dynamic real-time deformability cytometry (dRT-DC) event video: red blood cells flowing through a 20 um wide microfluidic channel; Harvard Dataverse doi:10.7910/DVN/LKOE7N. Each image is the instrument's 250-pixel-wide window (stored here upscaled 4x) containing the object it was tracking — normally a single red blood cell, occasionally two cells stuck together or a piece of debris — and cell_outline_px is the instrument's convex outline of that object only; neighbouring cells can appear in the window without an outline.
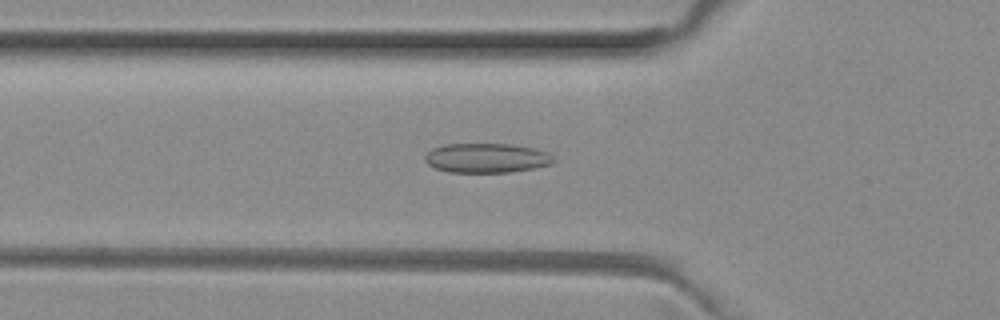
{"species": "common noctule bat (a hibernating species)", "species_latin": "Nyctalus noctula", "temperature_condition": "room temperature", "stored_images_in_passage": 50, "camera_frame_rate_fps": 3000, "um_per_image_px": 0.085, "animal": {"sex": "female", "body_mass_g": 29.2, "forearm_length_mm": 56.3}, "frame": {"image": 1, "passage_image": 16, "time_ms": 5.0, "image_size_px": [1000, 320], "cell_outline_px": [[556, 160], [552, 164], [532, 168], [508, 172], [448, 172], [436, 168], [428, 164], [424, 160], [424, 156], [432, 148], [444, 144], [512, 144], [532, 148], [548, 152]], "centroid_in_image_um": [41.34, 13.42], "position_along_channel_um": 84.5, "area_um2": 22.08}}
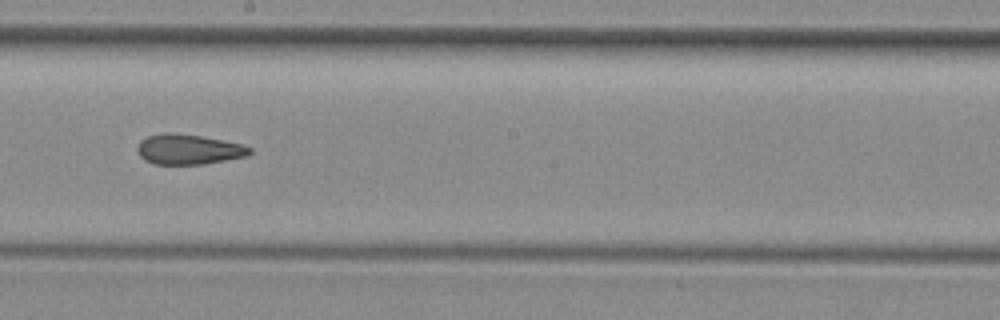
{"frame": {"image": 2, "passage_image": 27, "time_ms": 8.667, "image_size_px": [1000, 320], "cell_outline_px": [[252, 152], [248, 156], [204, 164], [156, 164], [144, 160], [136, 152], [136, 148], [140, 140], [148, 136], [200, 136], [240, 144], [252, 148]], "centroid_in_image_um": [16.05, 12.75], "position_along_channel_um": 232.1, "area_um2": 18.9}}
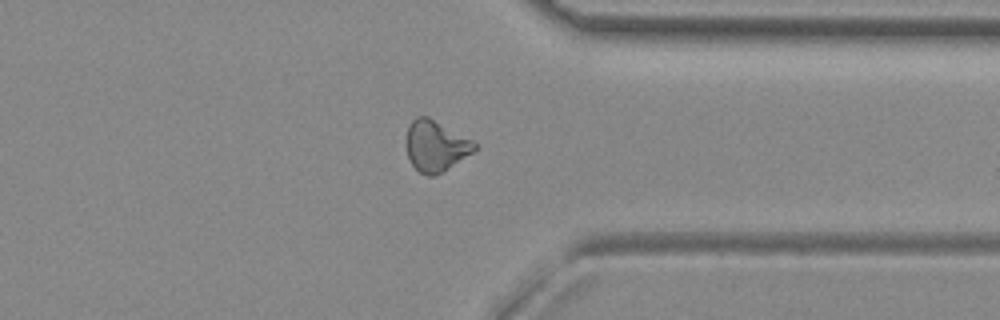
{"frame": {"image": 3, "passage_image": 38, "time_ms": 12.333, "image_size_px": [1000, 320], "cell_outline_px": [[476, 148], [472, 152], [444, 172], [432, 176], [428, 176], [420, 172], [412, 164], [408, 156], [404, 140], [408, 128], [412, 120], [416, 116], [428, 116], [472, 140], [476, 144]], "centroid_in_image_um": [37.0, 12.4], "position_along_channel_um": 374.4, "area_um2": 20.23}, "authors_computed_cell_mechanics": {"area_um2": 20.5768, "velocity_mm_per_s": 4.0205, "shape_relaxation_time_tau1_ms": null, "shape_relaxation_time_tau2_ms": 2.9198, "deformation_change_tau1": null, "deformation_change_tau2": 0.097}}